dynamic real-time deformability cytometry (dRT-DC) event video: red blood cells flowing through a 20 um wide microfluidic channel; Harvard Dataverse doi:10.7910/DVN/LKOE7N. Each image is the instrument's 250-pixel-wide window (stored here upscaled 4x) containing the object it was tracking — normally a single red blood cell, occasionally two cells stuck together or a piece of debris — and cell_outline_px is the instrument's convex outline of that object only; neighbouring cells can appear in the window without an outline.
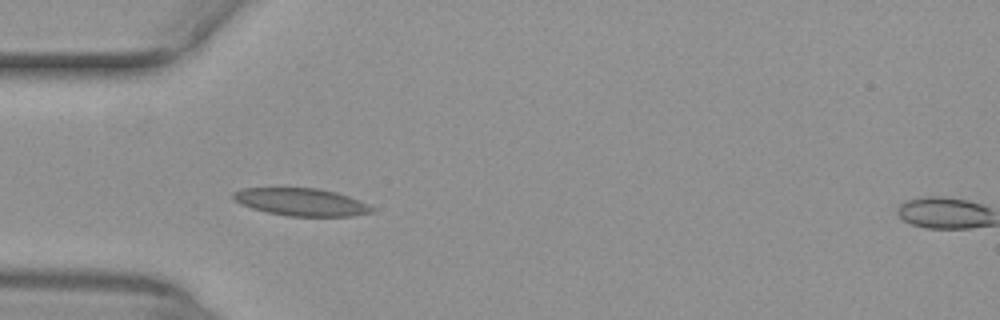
{"species": "common noctule bat (a hibernating species)", "species_latin": "Nyctalus noctula", "temperature_condition": "warm", "stored_images_in_passage": 2, "camera_frame_rate_fps": 3000, "um_per_image_px": 0.085, "animal": {"sex": "female", "body_mass_g": 29.2, "forearm_length_mm": 56.3}, "frame": {"image": 1, "passage_image": 1, "time_ms": 0.0, "image_size_px": [1000, 320], "cell_outline_px": [[376, 212], [352, 216], [288, 216], [268, 212], [252, 208], [240, 204], [232, 196], [232, 192], [244, 188], [316, 188], [336, 192], [360, 200], [376, 208]], "centroid_in_image_um": [25.66, 17.17], "position_along_channel_um": 59.3, "area_um2": 22.31}}